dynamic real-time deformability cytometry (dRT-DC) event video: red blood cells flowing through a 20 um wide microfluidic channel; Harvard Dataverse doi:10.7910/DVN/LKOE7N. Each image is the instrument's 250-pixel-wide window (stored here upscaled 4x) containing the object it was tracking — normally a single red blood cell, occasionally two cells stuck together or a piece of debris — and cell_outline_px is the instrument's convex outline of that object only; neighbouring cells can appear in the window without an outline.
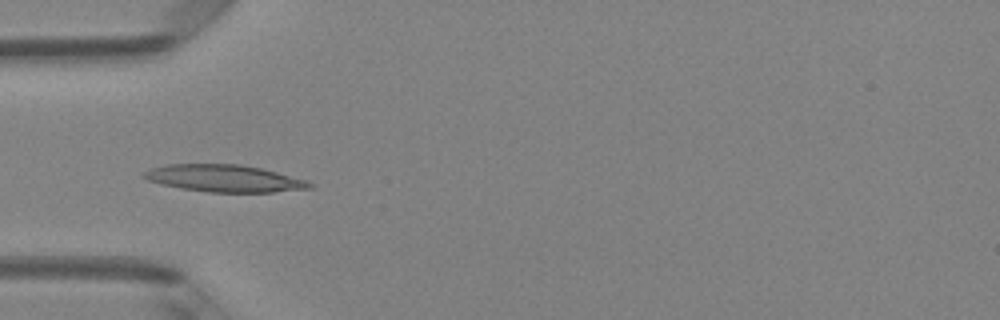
{"species": "Egyptian fruit bat (a non-hibernating species)", "species_latin": "Rousettus aegyptiacus", "temperature_condition": "room temperature", "stored_images_in_passage": 6, "camera_frame_rate_fps": 3000, "um_per_image_px": 0.085, "animal": {"sex": "female"}, "frame": {"image": 1, "passage_image": 6, "time_ms": 1.667, "image_size_px": [1000, 320], "cell_outline_px": [[316, 184], [312, 188], [272, 192], [208, 192], [180, 188], [160, 184], [148, 180], [140, 176], [144, 172], [152, 168], [168, 164], [240, 164], [260, 168], [276, 172], [304, 180]], "centroid_in_image_um": [19.04, 15.16], "position_along_channel_um": 66.0, "area_um2": 26.07}}